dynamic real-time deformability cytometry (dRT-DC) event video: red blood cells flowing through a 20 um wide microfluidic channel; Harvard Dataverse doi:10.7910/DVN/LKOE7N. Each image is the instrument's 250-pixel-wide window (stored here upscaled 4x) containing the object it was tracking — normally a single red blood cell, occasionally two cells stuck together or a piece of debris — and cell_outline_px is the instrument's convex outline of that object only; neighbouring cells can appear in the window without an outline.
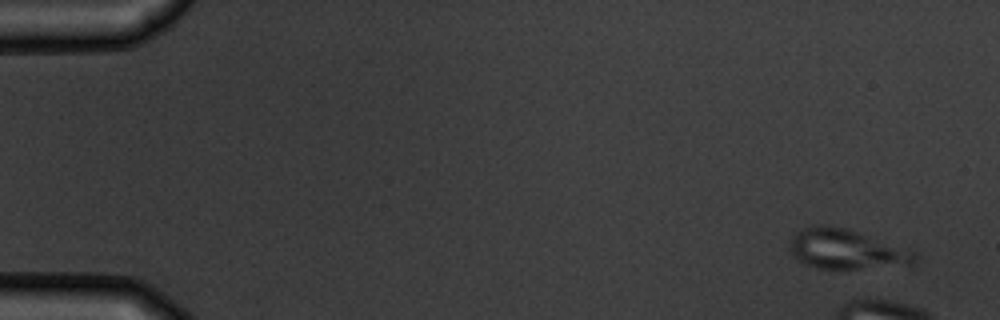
{"species": "common noctule bat (a hibernating species)", "species_latin": "Nyctalus noctula", "temperature_condition": "warm", "stored_images_in_passage": 9, "camera_frame_rate_fps": 3000, "um_per_image_px": 0.085, "animal": {"sex": "male", "body_mass_g": 19.5, "forearm_length_mm": 54.6}, "frame": {"image": 1, "passage_image": 1, "time_ms": 0.0, "image_size_px": [1000, 320], "cell_outline_px": [[916, 264], [856, 268], [816, 268], [800, 260], [788, 248], [788, 240], [800, 228], [812, 224], [820, 224], [848, 228], [916, 252]], "centroid_in_image_um": [71.88, 21.15], "position_along_channel_um": 13.1, "area_um2": 28.84}}